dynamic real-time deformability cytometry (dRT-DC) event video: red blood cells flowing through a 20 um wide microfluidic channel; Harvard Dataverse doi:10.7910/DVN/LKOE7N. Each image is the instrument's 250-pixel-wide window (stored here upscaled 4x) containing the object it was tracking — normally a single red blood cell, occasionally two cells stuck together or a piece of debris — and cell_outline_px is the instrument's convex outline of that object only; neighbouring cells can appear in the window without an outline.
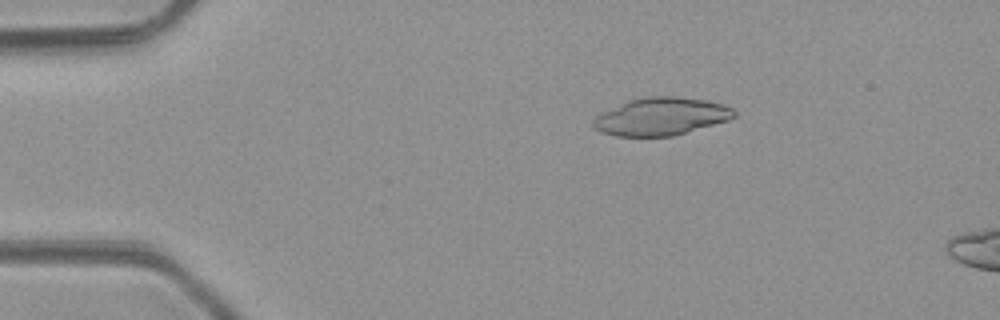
{"species": "common noctule bat (a hibernating species)", "species_latin": "Nyctalus noctula", "temperature_condition": "room temperature", "stored_images_in_passage": 4, "camera_frame_rate_fps": 3000, "um_per_image_px": 0.085, "animal": {"sex": "male", "body_mass_g": 23.1, "forearm_length_mm": 52.7}, "frame": {"image": 1, "passage_image": 2, "time_ms": 1.0, "image_size_px": [1000, 320], "cell_outline_px": [[736, 116], [728, 120], [672, 136], [616, 136], [600, 132], [592, 124], [592, 120], [596, 116], [628, 100], [648, 96], [676, 96], [708, 100], [724, 104], [732, 108], [736, 112]], "centroid_in_image_um": [56.21, 9.89], "position_along_channel_um": 28.8, "area_um2": 30.81}}